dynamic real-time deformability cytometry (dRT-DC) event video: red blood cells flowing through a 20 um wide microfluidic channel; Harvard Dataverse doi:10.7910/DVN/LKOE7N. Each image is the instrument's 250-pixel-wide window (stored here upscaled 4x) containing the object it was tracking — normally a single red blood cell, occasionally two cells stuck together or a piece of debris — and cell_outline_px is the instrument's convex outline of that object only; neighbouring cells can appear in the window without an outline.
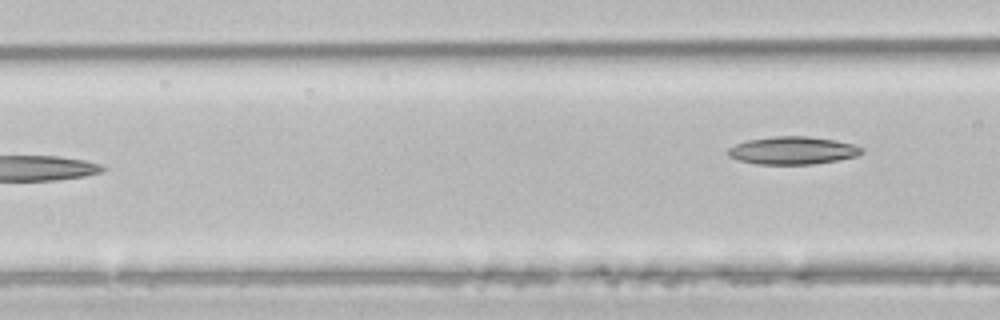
{"species": "common noctule bat (a hibernating species)", "species_latin": "Nyctalus noctula", "temperature_condition": "room temperature", "stored_images_in_passage": 5, "segment_of_instrument_passage": [2, 2], "camera_frame_rate_fps": 3000, "um_per_image_px": 0.085, "animal": {"sex": "male", "body_mass_g": 21.5, "forearm_length_mm": 52.0}, "frame": {"image": 1, "passage_image": 5, "time_ms": 1.333, "image_size_px": [1000, 320], "cell_outline_px": [[864, 152], [856, 156], [836, 160], [812, 164], [756, 164], [740, 160], [728, 156], [728, 148], [736, 144], [748, 140], [772, 136], [808, 136], [836, 140], [852, 144], [864, 148]], "centroid_in_image_um": [67.39, 12.78], "position_along_channel_um": 99.2, "area_um2": 21.56}}